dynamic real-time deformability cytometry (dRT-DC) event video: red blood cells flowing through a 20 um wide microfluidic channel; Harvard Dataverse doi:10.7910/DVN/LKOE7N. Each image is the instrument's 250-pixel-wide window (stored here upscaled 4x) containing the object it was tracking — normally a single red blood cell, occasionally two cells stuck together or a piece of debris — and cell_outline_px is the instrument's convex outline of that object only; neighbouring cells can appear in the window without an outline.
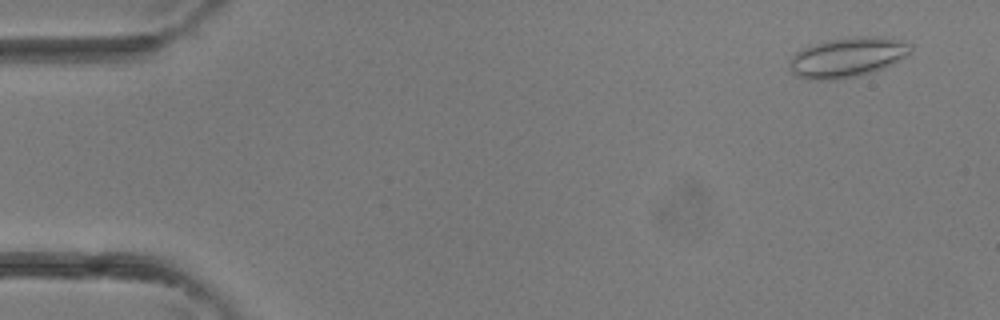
{"species": "common noctule bat (a hibernating species)", "species_latin": "Nyctalus noctula", "temperature_condition": "room temperature", "stored_images_in_passage": 3, "camera_frame_rate_fps": 3000, "um_per_image_px": 0.085, "animal": {"sex": "female"}, "frame": {"image": 1, "passage_image": 1, "time_ms": 0.0, "image_size_px": [1000, 320], "cell_outline_px": [[912, 52], [884, 68], [872, 72], [856, 76], [836, 80], [812, 80], [796, 76], [792, 72], [792, 56], [796, 52], [812, 44], [828, 40], [852, 36], [872, 36], [900, 40], [912, 44]], "centroid_in_image_um": [72.05, 4.87], "position_along_channel_um": 12.9, "area_um2": 27.98}}